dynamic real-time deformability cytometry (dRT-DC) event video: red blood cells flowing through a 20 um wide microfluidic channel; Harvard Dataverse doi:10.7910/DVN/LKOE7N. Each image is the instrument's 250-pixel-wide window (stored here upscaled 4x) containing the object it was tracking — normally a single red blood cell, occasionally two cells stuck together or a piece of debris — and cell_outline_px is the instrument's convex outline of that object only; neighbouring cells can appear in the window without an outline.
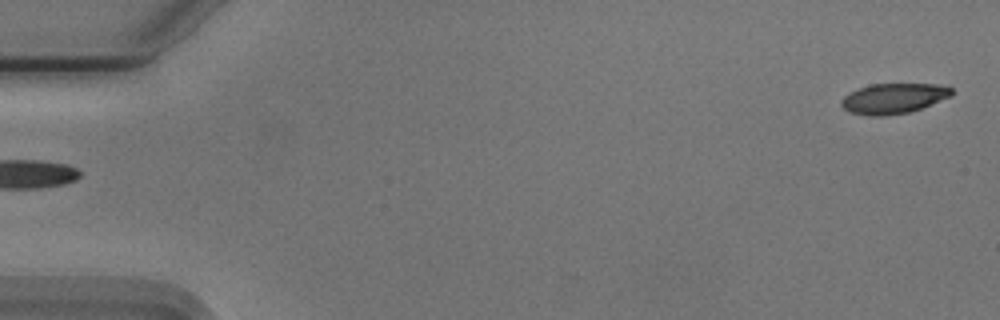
{"species": "Egyptian fruit bat (a non-hibernating species)", "species_latin": "Rousettus aegyptiacus", "temperature_condition": "cold", "stored_images_in_passage": 54, "camera_frame_rate_fps": 3000, "um_per_image_px": 0.085, "animal": {"sex": "male"}, "frame": {"image": 1, "passage_image": 1, "time_ms": 0.0, "image_size_px": [1000, 320], "cell_outline_px": [[952, 96], [920, 108], [908, 112], [880, 116], [872, 116], [852, 112], [844, 108], [840, 104], [840, 100], [848, 92], [872, 84], [936, 84], [952, 88]], "centroid_in_image_um": [75.93, 8.35], "position_along_channel_um": 9.1, "area_um2": 19.19}}
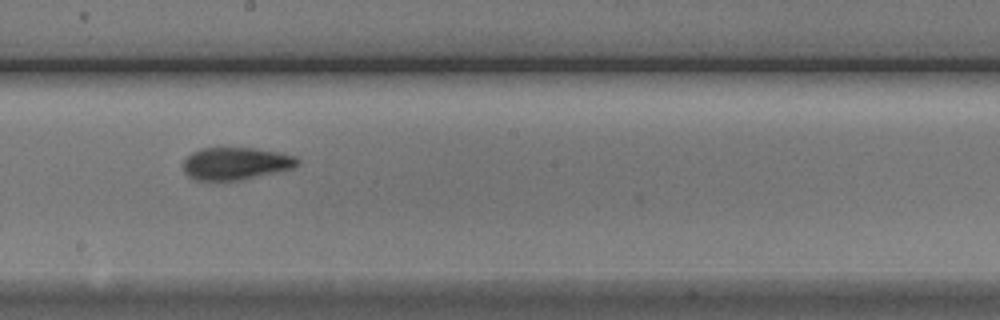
{"frame": {"image": 2, "passage_image": 30, "time_ms": 9.667, "image_size_px": [1000, 320], "cell_outline_px": [[300, 164], [296, 168], [240, 180], [192, 180], [184, 172], [184, 160], [192, 152], [200, 148], [256, 148], [280, 152], [296, 156], [300, 160]], "centroid_in_image_um": [20.09, 13.9], "position_along_channel_um": 228.1, "area_um2": 21.85}}
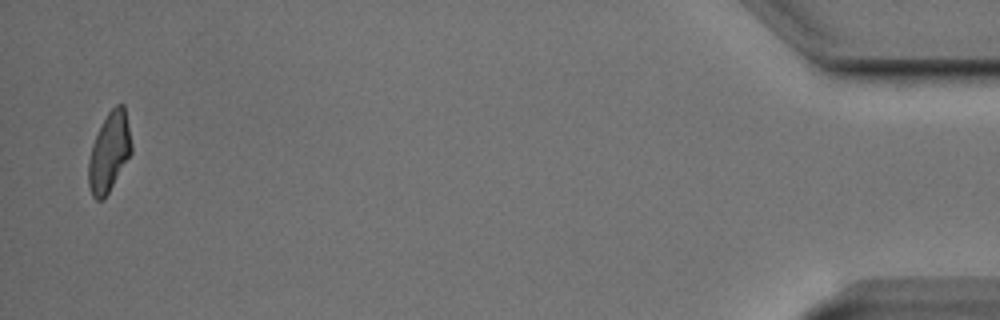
{"frame": {"image": 3, "passage_image": 53, "time_ms": 17.333, "image_size_px": [1000, 320], "cell_outline_px": [[132, 152], [104, 200], [96, 200], [92, 196], [88, 184], [88, 160], [92, 144], [108, 112], [116, 104], [124, 104], [132, 144]], "centroid_in_image_um": [9.28, 12.96], "position_along_channel_um": 425.9, "area_um2": 19.77}, "authors_computed_cell_mechanics": {"area_um2": 20.9814, "velocity_mm_per_s": 3.7456, "shape_relaxation_time_tau1_ms": 3.5344, "shape_relaxation_time_tau2_ms": 2.1335, "deformation_change_tau1": 0.1662, "deformation_change_tau2": 0.0959}}